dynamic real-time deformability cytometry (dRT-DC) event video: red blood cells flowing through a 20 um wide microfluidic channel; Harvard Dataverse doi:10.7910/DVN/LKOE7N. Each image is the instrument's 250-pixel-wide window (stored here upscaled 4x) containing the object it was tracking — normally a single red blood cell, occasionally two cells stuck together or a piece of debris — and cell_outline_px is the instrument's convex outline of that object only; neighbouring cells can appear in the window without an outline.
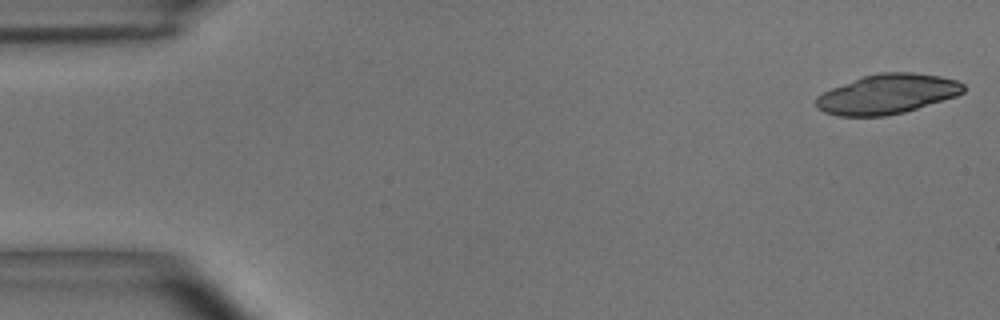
{"species": "common noctule bat (a hibernating species)", "species_latin": "Nyctalus noctula", "temperature_condition": "room temperature", "stored_images_in_passage": 22, "camera_frame_rate_fps": 3000, "um_per_image_px": 0.085, "animal": {"sex": "male", "body_mass_g": 15.6}, "frame": {"image": 1, "passage_image": 1, "time_ms": 0.0, "image_size_px": [1000, 320], "cell_outline_px": [[964, 92], [956, 96], [904, 112], [884, 116], [840, 116], [824, 112], [816, 108], [816, 96], [832, 88], [864, 76], [880, 72], [912, 72], [940, 76], [956, 80], [964, 84]], "centroid_in_image_um": [75.41, 8.0], "position_along_channel_um": 9.6, "area_um2": 33.87}}